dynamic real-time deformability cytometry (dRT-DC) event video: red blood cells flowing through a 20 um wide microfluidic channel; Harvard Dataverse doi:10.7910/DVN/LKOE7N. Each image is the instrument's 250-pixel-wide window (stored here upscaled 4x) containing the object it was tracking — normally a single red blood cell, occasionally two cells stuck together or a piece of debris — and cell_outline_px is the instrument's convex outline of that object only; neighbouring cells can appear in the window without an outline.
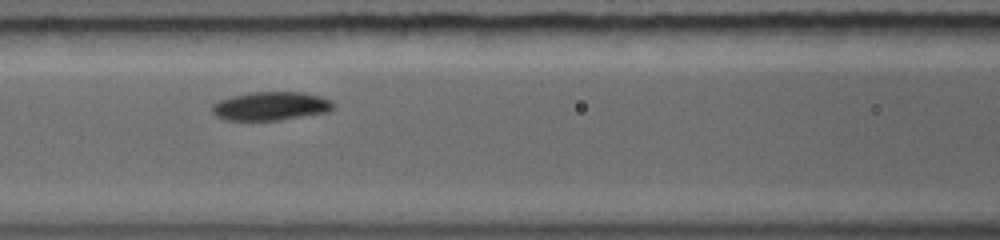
{"species": "common noctule bat (a hibernating species)", "species_latin": "Nyctalus noctula", "temperature_condition": "warm", "stored_images_in_passage": 15, "camera_frame_rate_fps": 5000, "um_per_image_px": 0.085, "animal": {"sex": "female", "body_mass_g": 19.0, "forearm_length_mm": 56.7}, "frame": {"image": 1, "passage_image": 3, "time_ms": 0.8, "image_size_px": [1000, 240], "cell_outline_px": [[332, 108], [320, 112], [272, 120], [232, 120], [220, 116], [212, 108], [212, 104], [220, 100], [232, 96], [248, 92], [304, 92], [320, 96], [328, 100], [332, 104]], "centroid_in_image_um": [22.96, 8.98], "position_along_channel_um": 143.6, "area_um2": 19.19}}
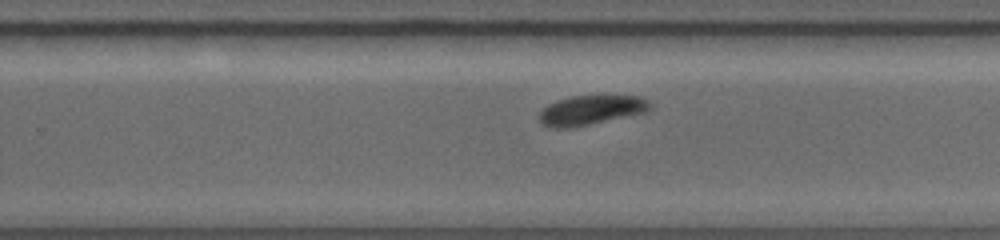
{"frame": {"image": 2, "passage_image": 10, "time_ms": 3.6, "image_size_px": [1000, 240], "cell_outline_px": [[652, 104], [644, 112], [588, 124], [560, 128], [556, 128], [544, 124], [540, 120], [540, 112], [548, 104], [556, 100], [568, 96], [596, 92], [608, 92], [644, 96]], "centroid_in_image_um": [50.3, 9.24], "position_along_channel_um": 279.5, "area_um2": 19.77}}
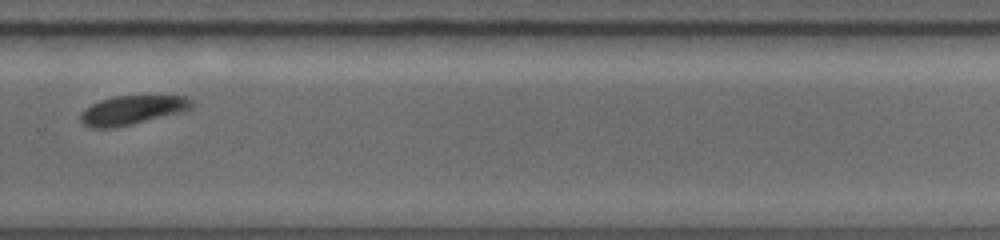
{"frame": {"image": 3, "passage_image": 12, "time_ms": 4.4, "image_size_px": [1000, 240], "cell_outline_px": [[196, 104], [192, 108], [184, 112], [128, 124], [108, 128], [92, 128], [84, 124], [80, 120], [80, 116], [84, 108], [100, 100], [112, 96], [184, 92]], "centroid_in_image_um": [11.41, 9.26], "position_along_channel_um": 318.4, "area_um2": 19.83}}